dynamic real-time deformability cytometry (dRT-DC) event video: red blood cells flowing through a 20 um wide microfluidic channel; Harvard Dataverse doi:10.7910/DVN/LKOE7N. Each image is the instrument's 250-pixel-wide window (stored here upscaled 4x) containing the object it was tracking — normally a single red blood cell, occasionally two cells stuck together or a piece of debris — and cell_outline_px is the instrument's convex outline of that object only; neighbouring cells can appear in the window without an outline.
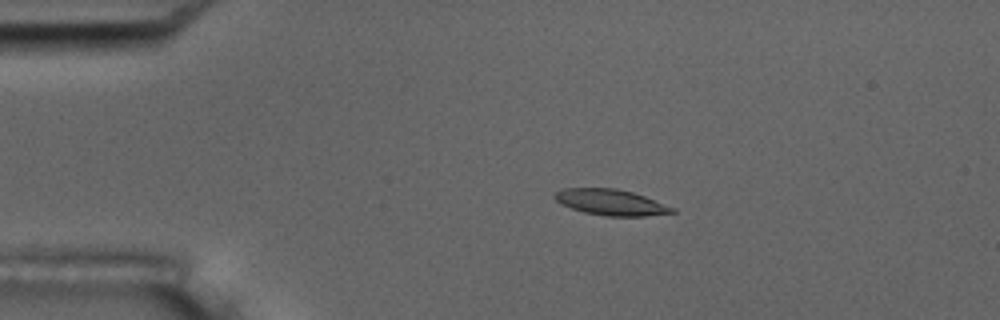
{"species": "common noctule bat (a hibernating species)", "species_latin": "Nyctalus noctula", "temperature_condition": "room temperature", "stored_images_in_passage": 54, "camera_frame_rate_fps": 3000, "um_per_image_px": 0.085, "animal": {"sex": "male", "body_mass_g": 17.5, "forearm_length_mm": 52.3}, "frame": {"image": 1, "passage_image": 11, "time_ms": 3.333, "image_size_px": [1000, 320], "cell_outline_px": [[676, 212], [644, 216], [604, 216], [584, 212], [560, 204], [552, 196], [556, 192], [564, 188], [616, 188], [632, 192], [644, 196], [676, 208]], "centroid_in_image_um": [51.92, 17.19], "position_along_channel_um": 33.1, "area_um2": 17.74}}
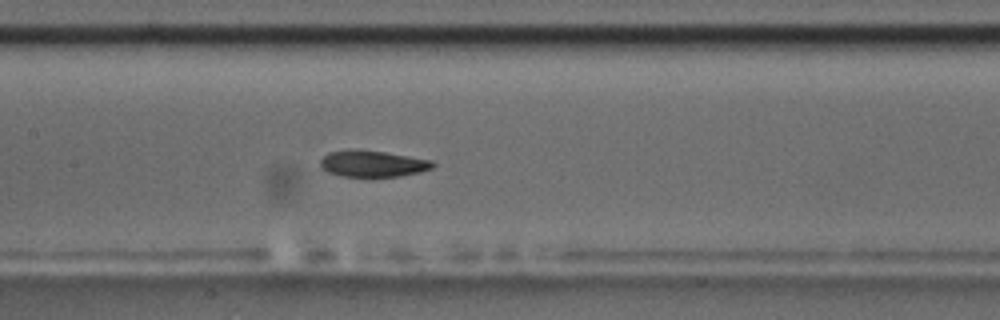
{"frame": {"image": 2, "passage_image": 26, "time_ms": 8.333, "image_size_px": [1000, 320], "cell_outline_px": [[436, 164], [432, 168], [420, 172], [400, 176], [340, 176], [328, 172], [320, 168], [320, 160], [328, 152], [384, 152], [432, 160]], "centroid_in_image_um": [31.71, 13.95], "position_along_channel_um": 175.7, "area_um2": 16.59}}
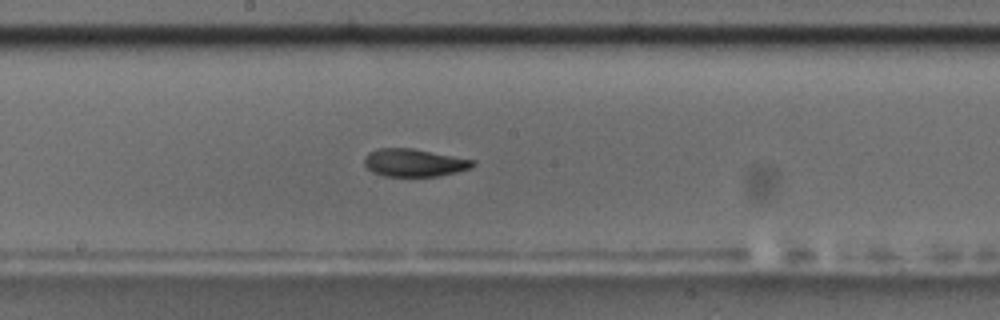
{"frame": {"image": 3, "passage_image": 29, "time_ms": 9.333, "image_size_px": [1000, 320], "cell_outline_px": [[476, 164], [472, 168], [440, 176], [384, 176], [372, 172], [364, 164], [364, 156], [368, 152], [376, 148], [412, 148], [476, 160]], "centroid_in_image_um": [35.21, 13.82], "position_along_channel_um": 213.0, "area_um2": 17.74}, "authors_computed_cell_mechanics": {"area_um2": 17.7735, "velocity_mm_per_s": 3.7454, "shape_relaxation_time_tau1_ms": 6.7974, "shape_relaxation_time_tau2_ms": 4.0342, "deformation_change_tau1": 0.1939, "deformation_change_tau2": 0.0924}}